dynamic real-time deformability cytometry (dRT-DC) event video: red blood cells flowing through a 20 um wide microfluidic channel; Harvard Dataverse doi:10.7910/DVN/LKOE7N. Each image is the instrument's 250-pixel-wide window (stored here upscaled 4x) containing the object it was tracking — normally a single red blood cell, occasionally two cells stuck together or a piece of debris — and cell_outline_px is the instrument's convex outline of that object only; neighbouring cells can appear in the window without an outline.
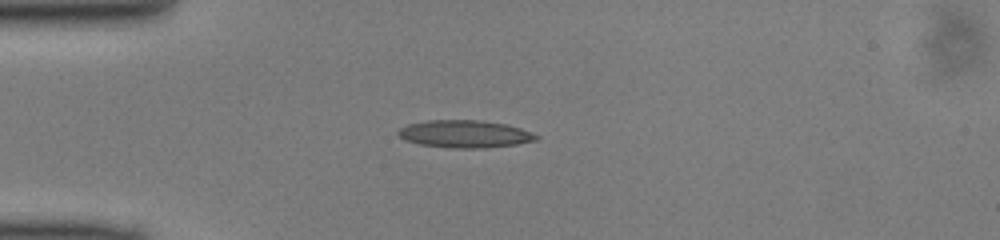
{"species": "common noctule bat (a hibernating species)", "species_latin": "Nyctalus noctula", "temperature_condition": "cold", "stored_images_in_passage": 37, "camera_frame_rate_fps": 3000, "um_per_image_px": 0.085, "animal": {"sex": "male", "body_mass_g": 13.0, "forearm_length_mm": 53.1}, "frame": {"image": 1, "passage_image": 1, "time_ms": 0.0, "image_size_px": [1000, 240], "cell_outline_px": [[540, 140], [516, 144], [484, 148], [452, 148], [420, 144], [404, 140], [396, 132], [400, 128], [408, 124], [424, 120], [480, 120], [508, 124], [520, 128], [540, 136]], "centroid_in_image_um": [39.52, 11.38], "position_along_channel_um": 45.5, "area_um2": 22.25}}
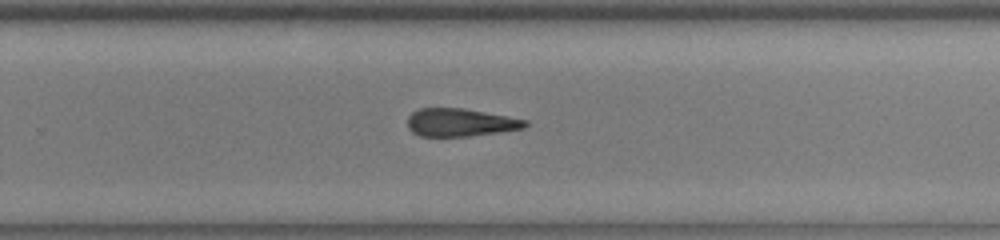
{"frame": {"image": 2, "passage_image": 20, "time_ms": 6.333, "image_size_px": [1000, 240], "cell_outline_px": [[528, 124], [524, 128], [500, 132], [468, 136], [420, 136], [412, 132], [408, 128], [408, 116], [412, 112], [420, 108], [464, 108], [508, 116], [528, 120]], "centroid_in_image_um": [39.13, 10.4], "position_along_channel_um": 290.7, "area_um2": 19.19}}
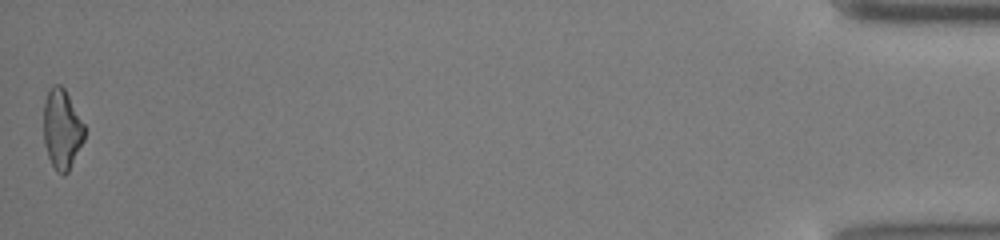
{"frame": {"image": 3, "passage_image": 37, "time_ms": 12.0, "image_size_px": [1000, 240], "cell_outline_px": [[84, 140], [68, 172], [64, 176], [56, 172], [48, 156], [44, 144], [44, 104], [48, 92], [52, 84], [60, 84], [64, 88], [84, 124]], "centroid_in_image_um": [5.26, 11.0], "position_along_channel_um": 429.9, "area_um2": 18.9}}